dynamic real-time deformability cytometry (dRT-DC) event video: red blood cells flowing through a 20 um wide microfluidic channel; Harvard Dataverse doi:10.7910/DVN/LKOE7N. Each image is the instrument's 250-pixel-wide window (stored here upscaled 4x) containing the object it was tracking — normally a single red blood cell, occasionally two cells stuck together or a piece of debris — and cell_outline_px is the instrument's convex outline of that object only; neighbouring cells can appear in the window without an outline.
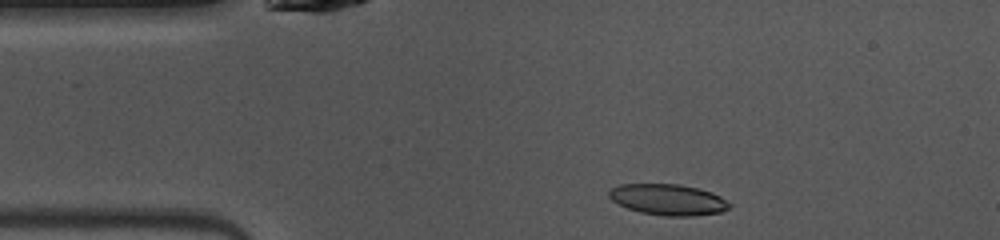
{"species": "common noctule bat (a hibernating species)", "species_latin": "Nyctalus noctula", "temperature_condition": "warm", "stored_images_in_passage": 42, "camera_frame_rate_fps": 3000, "um_per_image_px": 0.085, "animal": {"sex": "female", "body_mass_g": 10.0, "forearm_length_mm": 53.1}, "frame": {"image": 1, "passage_image": 2, "time_ms": 0.333, "image_size_px": [1000, 240], "cell_outline_px": [[732, 204], [728, 208], [720, 212], [692, 216], [664, 216], [640, 212], [628, 208], [612, 200], [608, 196], [608, 192], [612, 188], [620, 184], [680, 184], [712, 192], [720, 196]], "centroid_in_image_um": [56.79, 16.96], "position_along_channel_um": 28.2, "area_um2": 21.68}}
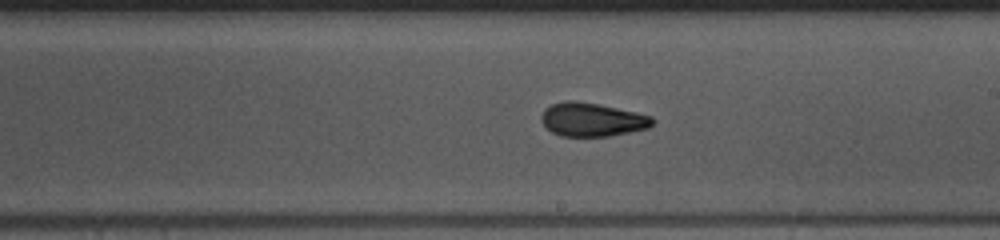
{"frame": {"image": 2, "passage_image": 20, "time_ms": 6.333, "image_size_px": [1000, 240], "cell_outline_px": [[656, 120], [648, 128], [608, 136], [560, 136], [552, 132], [540, 120], [540, 116], [544, 108], [552, 104], [568, 100], [576, 100], [636, 112], [652, 116]], "centroid_in_image_um": [50.31, 10.16], "position_along_channel_um": 238.7, "area_um2": 21.68}}
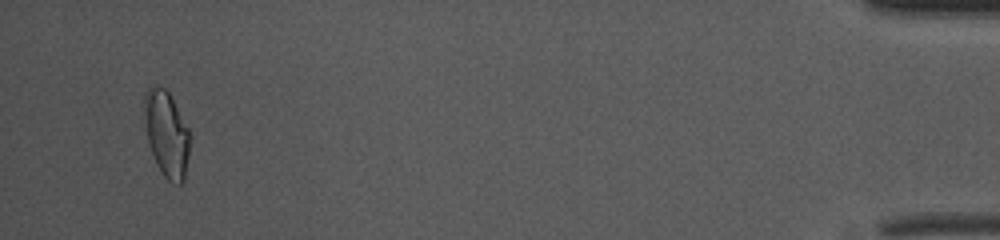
{"frame": {"image": 3, "passage_image": 40, "time_ms": 13.0, "image_size_px": [1000, 240], "cell_outline_px": [[188, 156], [184, 180], [180, 184], [172, 184], [160, 172], [156, 164], [148, 140], [144, 100], [144, 96], [148, 88], [152, 84], [164, 88], [168, 92], [188, 128]], "centroid_in_image_um": [14.15, 11.4], "position_along_channel_um": 421.0, "area_um2": 22.2}, "authors_computed_cell_mechanics": {"area_um2": 21.7328, "velocity_mm_per_s": 4.0529, "shape_relaxation_time_tau1_ms": 7.446, "shape_relaxation_time_tau2_ms": 1.7022, "deformation_change_tau1": 0.1972, "deformation_change_tau2": 0.0704}}